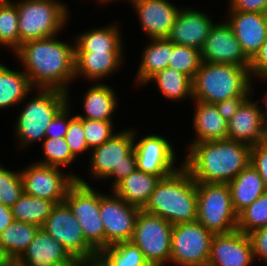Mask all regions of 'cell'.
Wrapping results in <instances>:
<instances>
[{
    "label": "cell",
    "instance_id": "cell-9",
    "mask_svg": "<svg viewBox=\"0 0 267 266\" xmlns=\"http://www.w3.org/2000/svg\"><path fill=\"white\" fill-rule=\"evenodd\" d=\"M64 202L82 228L85 239L99 252L105 248V230L100 217V191L79 176L68 189Z\"/></svg>",
    "mask_w": 267,
    "mask_h": 266
},
{
    "label": "cell",
    "instance_id": "cell-42",
    "mask_svg": "<svg viewBox=\"0 0 267 266\" xmlns=\"http://www.w3.org/2000/svg\"><path fill=\"white\" fill-rule=\"evenodd\" d=\"M70 90L68 91V103L56 114L45 131V138H65L69 122L76 116L73 115L70 105ZM72 114V115H71Z\"/></svg>",
    "mask_w": 267,
    "mask_h": 266
},
{
    "label": "cell",
    "instance_id": "cell-32",
    "mask_svg": "<svg viewBox=\"0 0 267 266\" xmlns=\"http://www.w3.org/2000/svg\"><path fill=\"white\" fill-rule=\"evenodd\" d=\"M55 204L47 199L30 196L23 193L11 206L14 221L25 222L42 227Z\"/></svg>",
    "mask_w": 267,
    "mask_h": 266
},
{
    "label": "cell",
    "instance_id": "cell-48",
    "mask_svg": "<svg viewBox=\"0 0 267 266\" xmlns=\"http://www.w3.org/2000/svg\"><path fill=\"white\" fill-rule=\"evenodd\" d=\"M14 221L11 207L0 203V234L1 232Z\"/></svg>",
    "mask_w": 267,
    "mask_h": 266
},
{
    "label": "cell",
    "instance_id": "cell-28",
    "mask_svg": "<svg viewBox=\"0 0 267 266\" xmlns=\"http://www.w3.org/2000/svg\"><path fill=\"white\" fill-rule=\"evenodd\" d=\"M228 185L232 205L237 214L267 190L263 179L251 164L243 169Z\"/></svg>",
    "mask_w": 267,
    "mask_h": 266
},
{
    "label": "cell",
    "instance_id": "cell-29",
    "mask_svg": "<svg viewBox=\"0 0 267 266\" xmlns=\"http://www.w3.org/2000/svg\"><path fill=\"white\" fill-rule=\"evenodd\" d=\"M160 180V176L144 173L136 169L112 191L128 204L143 209Z\"/></svg>",
    "mask_w": 267,
    "mask_h": 266
},
{
    "label": "cell",
    "instance_id": "cell-36",
    "mask_svg": "<svg viewBox=\"0 0 267 266\" xmlns=\"http://www.w3.org/2000/svg\"><path fill=\"white\" fill-rule=\"evenodd\" d=\"M42 155L44 159L37 163L67 169L77 158L71 153L65 138L47 137L42 141ZM67 167V168H66Z\"/></svg>",
    "mask_w": 267,
    "mask_h": 266
},
{
    "label": "cell",
    "instance_id": "cell-7",
    "mask_svg": "<svg viewBox=\"0 0 267 266\" xmlns=\"http://www.w3.org/2000/svg\"><path fill=\"white\" fill-rule=\"evenodd\" d=\"M20 46L27 41L60 35L68 25L70 10L60 0H17Z\"/></svg>",
    "mask_w": 267,
    "mask_h": 266
},
{
    "label": "cell",
    "instance_id": "cell-23",
    "mask_svg": "<svg viewBox=\"0 0 267 266\" xmlns=\"http://www.w3.org/2000/svg\"><path fill=\"white\" fill-rule=\"evenodd\" d=\"M125 52L75 51V80L102 82L122 69Z\"/></svg>",
    "mask_w": 267,
    "mask_h": 266
},
{
    "label": "cell",
    "instance_id": "cell-40",
    "mask_svg": "<svg viewBox=\"0 0 267 266\" xmlns=\"http://www.w3.org/2000/svg\"><path fill=\"white\" fill-rule=\"evenodd\" d=\"M113 122L114 121L82 119L86 143L90 150L102 145L117 133Z\"/></svg>",
    "mask_w": 267,
    "mask_h": 266
},
{
    "label": "cell",
    "instance_id": "cell-30",
    "mask_svg": "<svg viewBox=\"0 0 267 266\" xmlns=\"http://www.w3.org/2000/svg\"><path fill=\"white\" fill-rule=\"evenodd\" d=\"M33 85L24 71L10 69L0 63V109L19 106L28 95L33 94Z\"/></svg>",
    "mask_w": 267,
    "mask_h": 266
},
{
    "label": "cell",
    "instance_id": "cell-25",
    "mask_svg": "<svg viewBox=\"0 0 267 266\" xmlns=\"http://www.w3.org/2000/svg\"><path fill=\"white\" fill-rule=\"evenodd\" d=\"M93 85V86H92ZM88 90H85L83 97L84 114H77L78 118L99 121H113L112 117L119 109V98L110 85L99 82L92 83ZM83 114V115H82Z\"/></svg>",
    "mask_w": 267,
    "mask_h": 266
},
{
    "label": "cell",
    "instance_id": "cell-5",
    "mask_svg": "<svg viewBox=\"0 0 267 266\" xmlns=\"http://www.w3.org/2000/svg\"><path fill=\"white\" fill-rule=\"evenodd\" d=\"M34 95L27 96L14 124L17 148L27 149L33 143L45 139V131L56 114L68 103V93L57 89H34ZM30 97V98H29Z\"/></svg>",
    "mask_w": 267,
    "mask_h": 266
},
{
    "label": "cell",
    "instance_id": "cell-11",
    "mask_svg": "<svg viewBox=\"0 0 267 266\" xmlns=\"http://www.w3.org/2000/svg\"><path fill=\"white\" fill-rule=\"evenodd\" d=\"M213 235L198 221L173 225L169 265L208 266Z\"/></svg>",
    "mask_w": 267,
    "mask_h": 266
},
{
    "label": "cell",
    "instance_id": "cell-6",
    "mask_svg": "<svg viewBox=\"0 0 267 266\" xmlns=\"http://www.w3.org/2000/svg\"><path fill=\"white\" fill-rule=\"evenodd\" d=\"M89 173L94 180H110L113 190L137 169L133 128L117 131L102 145L93 148L89 156Z\"/></svg>",
    "mask_w": 267,
    "mask_h": 266
},
{
    "label": "cell",
    "instance_id": "cell-1",
    "mask_svg": "<svg viewBox=\"0 0 267 266\" xmlns=\"http://www.w3.org/2000/svg\"><path fill=\"white\" fill-rule=\"evenodd\" d=\"M59 35L24 42L13 54L35 89H57L68 93L75 81V42Z\"/></svg>",
    "mask_w": 267,
    "mask_h": 266
},
{
    "label": "cell",
    "instance_id": "cell-20",
    "mask_svg": "<svg viewBox=\"0 0 267 266\" xmlns=\"http://www.w3.org/2000/svg\"><path fill=\"white\" fill-rule=\"evenodd\" d=\"M215 21L207 13L193 7H181L167 39L176 45L202 50Z\"/></svg>",
    "mask_w": 267,
    "mask_h": 266
},
{
    "label": "cell",
    "instance_id": "cell-13",
    "mask_svg": "<svg viewBox=\"0 0 267 266\" xmlns=\"http://www.w3.org/2000/svg\"><path fill=\"white\" fill-rule=\"evenodd\" d=\"M138 133L137 128L133 127L134 152L138 170L165 178L183 166V163L177 164L178 156L167 137L150 133L139 139L137 135L140 133Z\"/></svg>",
    "mask_w": 267,
    "mask_h": 266
},
{
    "label": "cell",
    "instance_id": "cell-47",
    "mask_svg": "<svg viewBox=\"0 0 267 266\" xmlns=\"http://www.w3.org/2000/svg\"><path fill=\"white\" fill-rule=\"evenodd\" d=\"M248 97H233L216 103L220 115L229 121Z\"/></svg>",
    "mask_w": 267,
    "mask_h": 266
},
{
    "label": "cell",
    "instance_id": "cell-14",
    "mask_svg": "<svg viewBox=\"0 0 267 266\" xmlns=\"http://www.w3.org/2000/svg\"><path fill=\"white\" fill-rule=\"evenodd\" d=\"M42 228L78 262L98 251L85 239L82 228L65 202L55 204Z\"/></svg>",
    "mask_w": 267,
    "mask_h": 266
},
{
    "label": "cell",
    "instance_id": "cell-34",
    "mask_svg": "<svg viewBox=\"0 0 267 266\" xmlns=\"http://www.w3.org/2000/svg\"><path fill=\"white\" fill-rule=\"evenodd\" d=\"M18 22V11L14 1L0 0V46L8 48L11 53L20 47Z\"/></svg>",
    "mask_w": 267,
    "mask_h": 266
},
{
    "label": "cell",
    "instance_id": "cell-22",
    "mask_svg": "<svg viewBox=\"0 0 267 266\" xmlns=\"http://www.w3.org/2000/svg\"><path fill=\"white\" fill-rule=\"evenodd\" d=\"M226 21L241 44L245 55L251 60L267 38V13L243 12L227 9Z\"/></svg>",
    "mask_w": 267,
    "mask_h": 266
},
{
    "label": "cell",
    "instance_id": "cell-33",
    "mask_svg": "<svg viewBox=\"0 0 267 266\" xmlns=\"http://www.w3.org/2000/svg\"><path fill=\"white\" fill-rule=\"evenodd\" d=\"M40 227L25 222L13 221L0 234V242L15 262L33 241Z\"/></svg>",
    "mask_w": 267,
    "mask_h": 266
},
{
    "label": "cell",
    "instance_id": "cell-27",
    "mask_svg": "<svg viewBox=\"0 0 267 266\" xmlns=\"http://www.w3.org/2000/svg\"><path fill=\"white\" fill-rule=\"evenodd\" d=\"M150 42L141 50L140 63L134 78L135 85L142 88L158 71L168 68L173 53V42L167 38L149 39Z\"/></svg>",
    "mask_w": 267,
    "mask_h": 266
},
{
    "label": "cell",
    "instance_id": "cell-37",
    "mask_svg": "<svg viewBox=\"0 0 267 266\" xmlns=\"http://www.w3.org/2000/svg\"><path fill=\"white\" fill-rule=\"evenodd\" d=\"M267 226V190L238 214L237 230L249 234Z\"/></svg>",
    "mask_w": 267,
    "mask_h": 266
},
{
    "label": "cell",
    "instance_id": "cell-16",
    "mask_svg": "<svg viewBox=\"0 0 267 266\" xmlns=\"http://www.w3.org/2000/svg\"><path fill=\"white\" fill-rule=\"evenodd\" d=\"M201 57L203 62L250 66V59L243 52L226 19L214 23L201 50Z\"/></svg>",
    "mask_w": 267,
    "mask_h": 266
},
{
    "label": "cell",
    "instance_id": "cell-12",
    "mask_svg": "<svg viewBox=\"0 0 267 266\" xmlns=\"http://www.w3.org/2000/svg\"><path fill=\"white\" fill-rule=\"evenodd\" d=\"M20 169L24 192L30 196L52 201L54 204L64 202L68 189L79 177L76 172H63L59 167L31 162ZM67 173V174H66Z\"/></svg>",
    "mask_w": 267,
    "mask_h": 266
},
{
    "label": "cell",
    "instance_id": "cell-8",
    "mask_svg": "<svg viewBox=\"0 0 267 266\" xmlns=\"http://www.w3.org/2000/svg\"><path fill=\"white\" fill-rule=\"evenodd\" d=\"M197 221L213 234L237 230L238 214L233 208L229 185L196 182Z\"/></svg>",
    "mask_w": 267,
    "mask_h": 266
},
{
    "label": "cell",
    "instance_id": "cell-4",
    "mask_svg": "<svg viewBox=\"0 0 267 266\" xmlns=\"http://www.w3.org/2000/svg\"><path fill=\"white\" fill-rule=\"evenodd\" d=\"M249 68L233 64L203 62L192 79L193 101L216 104L252 94Z\"/></svg>",
    "mask_w": 267,
    "mask_h": 266
},
{
    "label": "cell",
    "instance_id": "cell-41",
    "mask_svg": "<svg viewBox=\"0 0 267 266\" xmlns=\"http://www.w3.org/2000/svg\"><path fill=\"white\" fill-rule=\"evenodd\" d=\"M66 142L71 153L78 159L81 154L89 153L90 149L86 143L85 132L83 130L82 118L75 116L68 125L65 135Z\"/></svg>",
    "mask_w": 267,
    "mask_h": 266
},
{
    "label": "cell",
    "instance_id": "cell-35",
    "mask_svg": "<svg viewBox=\"0 0 267 266\" xmlns=\"http://www.w3.org/2000/svg\"><path fill=\"white\" fill-rule=\"evenodd\" d=\"M111 266H151L131 241L110 245L98 252Z\"/></svg>",
    "mask_w": 267,
    "mask_h": 266
},
{
    "label": "cell",
    "instance_id": "cell-39",
    "mask_svg": "<svg viewBox=\"0 0 267 266\" xmlns=\"http://www.w3.org/2000/svg\"><path fill=\"white\" fill-rule=\"evenodd\" d=\"M23 182L20 171L9 170L0 166V203L13 206L23 193Z\"/></svg>",
    "mask_w": 267,
    "mask_h": 266
},
{
    "label": "cell",
    "instance_id": "cell-43",
    "mask_svg": "<svg viewBox=\"0 0 267 266\" xmlns=\"http://www.w3.org/2000/svg\"><path fill=\"white\" fill-rule=\"evenodd\" d=\"M255 262L262 261L263 266H267V226L256 229L248 234Z\"/></svg>",
    "mask_w": 267,
    "mask_h": 266
},
{
    "label": "cell",
    "instance_id": "cell-17",
    "mask_svg": "<svg viewBox=\"0 0 267 266\" xmlns=\"http://www.w3.org/2000/svg\"><path fill=\"white\" fill-rule=\"evenodd\" d=\"M254 254L249 236L239 230L214 234L208 266H252Z\"/></svg>",
    "mask_w": 267,
    "mask_h": 266
},
{
    "label": "cell",
    "instance_id": "cell-49",
    "mask_svg": "<svg viewBox=\"0 0 267 266\" xmlns=\"http://www.w3.org/2000/svg\"><path fill=\"white\" fill-rule=\"evenodd\" d=\"M77 266H111L99 253L80 260Z\"/></svg>",
    "mask_w": 267,
    "mask_h": 266
},
{
    "label": "cell",
    "instance_id": "cell-31",
    "mask_svg": "<svg viewBox=\"0 0 267 266\" xmlns=\"http://www.w3.org/2000/svg\"><path fill=\"white\" fill-rule=\"evenodd\" d=\"M149 83H154L159 93L168 101L181 102L188 97L193 101L192 79L176 69L168 67L158 71L143 87Z\"/></svg>",
    "mask_w": 267,
    "mask_h": 266
},
{
    "label": "cell",
    "instance_id": "cell-21",
    "mask_svg": "<svg viewBox=\"0 0 267 266\" xmlns=\"http://www.w3.org/2000/svg\"><path fill=\"white\" fill-rule=\"evenodd\" d=\"M15 263L18 266H77L78 262L41 227Z\"/></svg>",
    "mask_w": 267,
    "mask_h": 266
},
{
    "label": "cell",
    "instance_id": "cell-45",
    "mask_svg": "<svg viewBox=\"0 0 267 266\" xmlns=\"http://www.w3.org/2000/svg\"><path fill=\"white\" fill-rule=\"evenodd\" d=\"M249 70L252 81H255V78L260 80L267 77V38L260 47V50L250 60Z\"/></svg>",
    "mask_w": 267,
    "mask_h": 266
},
{
    "label": "cell",
    "instance_id": "cell-26",
    "mask_svg": "<svg viewBox=\"0 0 267 266\" xmlns=\"http://www.w3.org/2000/svg\"><path fill=\"white\" fill-rule=\"evenodd\" d=\"M118 22L106 26L89 28L74 37L75 51L124 52V40ZM91 29V30H90Z\"/></svg>",
    "mask_w": 267,
    "mask_h": 266
},
{
    "label": "cell",
    "instance_id": "cell-38",
    "mask_svg": "<svg viewBox=\"0 0 267 266\" xmlns=\"http://www.w3.org/2000/svg\"><path fill=\"white\" fill-rule=\"evenodd\" d=\"M201 63L202 57L200 50L173 43V53L168 63L169 68L176 69L193 79Z\"/></svg>",
    "mask_w": 267,
    "mask_h": 266
},
{
    "label": "cell",
    "instance_id": "cell-55",
    "mask_svg": "<svg viewBox=\"0 0 267 266\" xmlns=\"http://www.w3.org/2000/svg\"><path fill=\"white\" fill-rule=\"evenodd\" d=\"M11 266H18L15 262Z\"/></svg>",
    "mask_w": 267,
    "mask_h": 266
},
{
    "label": "cell",
    "instance_id": "cell-46",
    "mask_svg": "<svg viewBox=\"0 0 267 266\" xmlns=\"http://www.w3.org/2000/svg\"><path fill=\"white\" fill-rule=\"evenodd\" d=\"M228 9L243 12L267 13V0H227Z\"/></svg>",
    "mask_w": 267,
    "mask_h": 266
},
{
    "label": "cell",
    "instance_id": "cell-51",
    "mask_svg": "<svg viewBox=\"0 0 267 266\" xmlns=\"http://www.w3.org/2000/svg\"><path fill=\"white\" fill-rule=\"evenodd\" d=\"M261 81H266L267 82V77L266 78H261ZM262 100H260V101H262L263 102V104L262 105H264V106H261L260 105V110H261V113H262V118H263V121H264V123H265V125H267V91H266V94L264 93V95H262ZM266 106V107H265ZM264 107L266 108V109H264Z\"/></svg>",
    "mask_w": 267,
    "mask_h": 266
},
{
    "label": "cell",
    "instance_id": "cell-53",
    "mask_svg": "<svg viewBox=\"0 0 267 266\" xmlns=\"http://www.w3.org/2000/svg\"><path fill=\"white\" fill-rule=\"evenodd\" d=\"M264 142L267 144V125H266L265 140H264Z\"/></svg>",
    "mask_w": 267,
    "mask_h": 266
},
{
    "label": "cell",
    "instance_id": "cell-18",
    "mask_svg": "<svg viewBox=\"0 0 267 266\" xmlns=\"http://www.w3.org/2000/svg\"><path fill=\"white\" fill-rule=\"evenodd\" d=\"M130 4L148 39L167 38L181 9L171 0H134Z\"/></svg>",
    "mask_w": 267,
    "mask_h": 266
},
{
    "label": "cell",
    "instance_id": "cell-10",
    "mask_svg": "<svg viewBox=\"0 0 267 266\" xmlns=\"http://www.w3.org/2000/svg\"><path fill=\"white\" fill-rule=\"evenodd\" d=\"M172 230L173 225L166 219L141 209L130 241L139 247L151 266H167Z\"/></svg>",
    "mask_w": 267,
    "mask_h": 266
},
{
    "label": "cell",
    "instance_id": "cell-24",
    "mask_svg": "<svg viewBox=\"0 0 267 266\" xmlns=\"http://www.w3.org/2000/svg\"><path fill=\"white\" fill-rule=\"evenodd\" d=\"M193 103L195 108L192 126L195 137L190 144L227 139L228 121L220 115L216 105L202 101Z\"/></svg>",
    "mask_w": 267,
    "mask_h": 266
},
{
    "label": "cell",
    "instance_id": "cell-19",
    "mask_svg": "<svg viewBox=\"0 0 267 266\" xmlns=\"http://www.w3.org/2000/svg\"><path fill=\"white\" fill-rule=\"evenodd\" d=\"M254 82L252 94L241 104L234 116L228 121L227 139L242 142L250 146L265 140L266 125L260 110V101L255 100Z\"/></svg>",
    "mask_w": 267,
    "mask_h": 266
},
{
    "label": "cell",
    "instance_id": "cell-44",
    "mask_svg": "<svg viewBox=\"0 0 267 266\" xmlns=\"http://www.w3.org/2000/svg\"><path fill=\"white\" fill-rule=\"evenodd\" d=\"M250 164L257 170L267 188V144L264 141L251 146Z\"/></svg>",
    "mask_w": 267,
    "mask_h": 266
},
{
    "label": "cell",
    "instance_id": "cell-52",
    "mask_svg": "<svg viewBox=\"0 0 267 266\" xmlns=\"http://www.w3.org/2000/svg\"><path fill=\"white\" fill-rule=\"evenodd\" d=\"M95 2H97L98 5H102L103 4V6L104 5L106 6V4L108 5L109 3H111V0H95Z\"/></svg>",
    "mask_w": 267,
    "mask_h": 266
},
{
    "label": "cell",
    "instance_id": "cell-2",
    "mask_svg": "<svg viewBox=\"0 0 267 266\" xmlns=\"http://www.w3.org/2000/svg\"><path fill=\"white\" fill-rule=\"evenodd\" d=\"M251 146L230 139L190 144L181 161L195 182L226 183L250 164Z\"/></svg>",
    "mask_w": 267,
    "mask_h": 266
},
{
    "label": "cell",
    "instance_id": "cell-15",
    "mask_svg": "<svg viewBox=\"0 0 267 266\" xmlns=\"http://www.w3.org/2000/svg\"><path fill=\"white\" fill-rule=\"evenodd\" d=\"M111 195L100 191V217L105 230V248L130 241L140 208L128 204L110 190Z\"/></svg>",
    "mask_w": 267,
    "mask_h": 266
},
{
    "label": "cell",
    "instance_id": "cell-54",
    "mask_svg": "<svg viewBox=\"0 0 267 266\" xmlns=\"http://www.w3.org/2000/svg\"><path fill=\"white\" fill-rule=\"evenodd\" d=\"M114 1H118V0H111V3H113ZM119 1H121V0H119ZM125 1H128V3H131L134 0H125Z\"/></svg>",
    "mask_w": 267,
    "mask_h": 266
},
{
    "label": "cell",
    "instance_id": "cell-3",
    "mask_svg": "<svg viewBox=\"0 0 267 266\" xmlns=\"http://www.w3.org/2000/svg\"><path fill=\"white\" fill-rule=\"evenodd\" d=\"M144 211L166 219L170 224L197 221L196 182L181 166L171 175L161 178Z\"/></svg>",
    "mask_w": 267,
    "mask_h": 266
},
{
    "label": "cell",
    "instance_id": "cell-50",
    "mask_svg": "<svg viewBox=\"0 0 267 266\" xmlns=\"http://www.w3.org/2000/svg\"><path fill=\"white\" fill-rule=\"evenodd\" d=\"M14 261L7 254L0 242V266H11Z\"/></svg>",
    "mask_w": 267,
    "mask_h": 266
}]
</instances>
